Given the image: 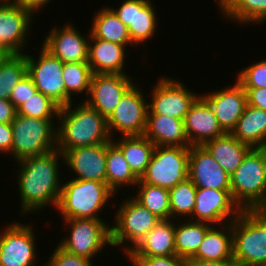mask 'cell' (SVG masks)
<instances>
[{
	"label": "cell",
	"instance_id": "cell-37",
	"mask_svg": "<svg viewBox=\"0 0 266 266\" xmlns=\"http://www.w3.org/2000/svg\"><path fill=\"white\" fill-rule=\"evenodd\" d=\"M27 74L25 53L12 55L0 68V99L9 100L10 93Z\"/></svg>",
	"mask_w": 266,
	"mask_h": 266
},
{
	"label": "cell",
	"instance_id": "cell-15",
	"mask_svg": "<svg viewBox=\"0 0 266 266\" xmlns=\"http://www.w3.org/2000/svg\"><path fill=\"white\" fill-rule=\"evenodd\" d=\"M33 14L14 0L0 5V47L13 55L23 54Z\"/></svg>",
	"mask_w": 266,
	"mask_h": 266
},
{
	"label": "cell",
	"instance_id": "cell-19",
	"mask_svg": "<svg viewBox=\"0 0 266 266\" xmlns=\"http://www.w3.org/2000/svg\"><path fill=\"white\" fill-rule=\"evenodd\" d=\"M71 23L64 24L61 29L52 28L42 46L63 63H87L89 39Z\"/></svg>",
	"mask_w": 266,
	"mask_h": 266
},
{
	"label": "cell",
	"instance_id": "cell-28",
	"mask_svg": "<svg viewBox=\"0 0 266 266\" xmlns=\"http://www.w3.org/2000/svg\"><path fill=\"white\" fill-rule=\"evenodd\" d=\"M231 134L252 148H266V111L247 105Z\"/></svg>",
	"mask_w": 266,
	"mask_h": 266
},
{
	"label": "cell",
	"instance_id": "cell-38",
	"mask_svg": "<svg viewBox=\"0 0 266 266\" xmlns=\"http://www.w3.org/2000/svg\"><path fill=\"white\" fill-rule=\"evenodd\" d=\"M60 107L46 95L38 92L17 109V114L38 119H57Z\"/></svg>",
	"mask_w": 266,
	"mask_h": 266
},
{
	"label": "cell",
	"instance_id": "cell-4",
	"mask_svg": "<svg viewBox=\"0 0 266 266\" xmlns=\"http://www.w3.org/2000/svg\"><path fill=\"white\" fill-rule=\"evenodd\" d=\"M231 195L242 210L266 209V148H252L230 175Z\"/></svg>",
	"mask_w": 266,
	"mask_h": 266
},
{
	"label": "cell",
	"instance_id": "cell-1",
	"mask_svg": "<svg viewBox=\"0 0 266 266\" xmlns=\"http://www.w3.org/2000/svg\"><path fill=\"white\" fill-rule=\"evenodd\" d=\"M63 154L54 149L44 154L26 157L17 161L20 170L17 177L22 215L39 212L48 205L57 208L62 184L59 160Z\"/></svg>",
	"mask_w": 266,
	"mask_h": 266
},
{
	"label": "cell",
	"instance_id": "cell-17",
	"mask_svg": "<svg viewBox=\"0 0 266 266\" xmlns=\"http://www.w3.org/2000/svg\"><path fill=\"white\" fill-rule=\"evenodd\" d=\"M119 8H111L128 28L133 46L152 38L157 27V16L151 0H123Z\"/></svg>",
	"mask_w": 266,
	"mask_h": 266
},
{
	"label": "cell",
	"instance_id": "cell-6",
	"mask_svg": "<svg viewBox=\"0 0 266 266\" xmlns=\"http://www.w3.org/2000/svg\"><path fill=\"white\" fill-rule=\"evenodd\" d=\"M53 119H38L16 114L11 122V156L16 161L57 149V128Z\"/></svg>",
	"mask_w": 266,
	"mask_h": 266
},
{
	"label": "cell",
	"instance_id": "cell-48",
	"mask_svg": "<svg viewBox=\"0 0 266 266\" xmlns=\"http://www.w3.org/2000/svg\"><path fill=\"white\" fill-rule=\"evenodd\" d=\"M12 53L5 48L0 47V68L12 57Z\"/></svg>",
	"mask_w": 266,
	"mask_h": 266
},
{
	"label": "cell",
	"instance_id": "cell-49",
	"mask_svg": "<svg viewBox=\"0 0 266 266\" xmlns=\"http://www.w3.org/2000/svg\"><path fill=\"white\" fill-rule=\"evenodd\" d=\"M218 1V6H220L225 0H217Z\"/></svg>",
	"mask_w": 266,
	"mask_h": 266
},
{
	"label": "cell",
	"instance_id": "cell-36",
	"mask_svg": "<svg viewBox=\"0 0 266 266\" xmlns=\"http://www.w3.org/2000/svg\"><path fill=\"white\" fill-rule=\"evenodd\" d=\"M197 187L187 178L169 190L171 220L191 216L196 203Z\"/></svg>",
	"mask_w": 266,
	"mask_h": 266
},
{
	"label": "cell",
	"instance_id": "cell-40",
	"mask_svg": "<svg viewBox=\"0 0 266 266\" xmlns=\"http://www.w3.org/2000/svg\"><path fill=\"white\" fill-rule=\"evenodd\" d=\"M53 251L45 266H93L92 260L69 253L59 245Z\"/></svg>",
	"mask_w": 266,
	"mask_h": 266
},
{
	"label": "cell",
	"instance_id": "cell-29",
	"mask_svg": "<svg viewBox=\"0 0 266 266\" xmlns=\"http://www.w3.org/2000/svg\"><path fill=\"white\" fill-rule=\"evenodd\" d=\"M112 142L121 150L133 173L140 178L148 166L155 145L145 136H122Z\"/></svg>",
	"mask_w": 266,
	"mask_h": 266
},
{
	"label": "cell",
	"instance_id": "cell-35",
	"mask_svg": "<svg viewBox=\"0 0 266 266\" xmlns=\"http://www.w3.org/2000/svg\"><path fill=\"white\" fill-rule=\"evenodd\" d=\"M93 72L88 63H64L63 82L65 84V106L70 104L72 95L84 91L89 96Z\"/></svg>",
	"mask_w": 266,
	"mask_h": 266
},
{
	"label": "cell",
	"instance_id": "cell-24",
	"mask_svg": "<svg viewBox=\"0 0 266 266\" xmlns=\"http://www.w3.org/2000/svg\"><path fill=\"white\" fill-rule=\"evenodd\" d=\"M175 223L171 219L161 220L126 257L175 255Z\"/></svg>",
	"mask_w": 266,
	"mask_h": 266
},
{
	"label": "cell",
	"instance_id": "cell-23",
	"mask_svg": "<svg viewBox=\"0 0 266 266\" xmlns=\"http://www.w3.org/2000/svg\"><path fill=\"white\" fill-rule=\"evenodd\" d=\"M87 36L90 40L87 63L93 74L128 75L123 71L126 62V46L93 37L90 31Z\"/></svg>",
	"mask_w": 266,
	"mask_h": 266
},
{
	"label": "cell",
	"instance_id": "cell-11",
	"mask_svg": "<svg viewBox=\"0 0 266 266\" xmlns=\"http://www.w3.org/2000/svg\"><path fill=\"white\" fill-rule=\"evenodd\" d=\"M41 48L38 60L25 54L27 74L31 77L38 92L46 95L60 108L65 107L64 63L43 46Z\"/></svg>",
	"mask_w": 266,
	"mask_h": 266
},
{
	"label": "cell",
	"instance_id": "cell-44",
	"mask_svg": "<svg viewBox=\"0 0 266 266\" xmlns=\"http://www.w3.org/2000/svg\"><path fill=\"white\" fill-rule=\"evenodd\" d=\"M13 132L11 123H0V153H11Z\"/></svg>",
	"mask_w": 266,
	"mask_h": 266
},
{
	"label": "cell",
	"instance_id": "cell-39",
	"mask_svg": "<svg viewBox=\"0 0 266 266\" xmlns=\"http://www.w3.org/2000/svg\"><path fill=\"white\" fill-rule=\"evenodd\" d=\"M237 77L244 89L266 88V59L240 70Z\"/></svg>",
	"mask_w": 266,
	"mask_h": 266
},
{
	"label": "cell",
	"instance_id": "cell-7",
	"mask_svg": "<svg viewBox=\"0 0 266 266\" xmlns=\"http://www.w3.org/2000/svg\"><path fill=\"white\" fill-rule=\"evenodd\" d=\"M116 215L115 225L111 226V244L118 247L128 241L130 243L128 247L123 248L125 255L133 250L144 236L161 221L134 197L126 198L118 207Z\"/></svg>",
	"mask_w": 266,
	"mask_h": 266
},
{
	"label": "cell",
	"instance_id": "cell-43",
	"mask_svg": "<svg viewBox=\"0 0 266 266\" xmlns=\"http://www.w3.org/2000/svg\"><path fill=\"white\" fill-rule=\"evenodd\" d=\"M247 105L266 111V88L244 89Z\"/></svg>",
	"mask_w": 266,
	"mask_h": 266
},
{
	"label": "cell",
	"instance_id": "cell-50",
	"mask_svg": "<svg viewBox=\"0 0 266 266\" xmlns=\"http://www.w3.org/2000/svg\"><path fill=\"white\" fill-rule=\"evenodd\" d=\"M7 0H0V5L4 4Z\"/></svg>",
	"mask_w": 266,
	"mask_h": 266
},
{
	"label": "cell",
	"instance_id": "cell-22",
	"mask_svg": "<svg viewBox=\"0 0 266 266\" xmlns=\"http://www.w3.org/2000/svg\"><path fill=\"white\" fill-rule=\"evenodd\" d=\"M184 129L191 146L203 145L206 141L224 135L210 104L199 96L184 118Z\"/></svg>",
	"mask_w": 266,
	"mask_h": 266
},
{
	"label": "cell",
	"instance_id": "cell-20",
	"mask_svg": "<svg viewBox=\"0 0 266 266\" xmlns=\"http://www.w3.org/2000/svg\"><path fill=\"white\" fill-rule=\"evenodd\" d=\"M201 96L210 104L222 129L231 133L247 106L244 88L235 81L232 86Z\"/></svg>",
	"mask_w": 266,
	"mask_h": 266
},
{
	"label": "cell",
	"instance_id": "cell-13",
	"mask_svg": "<svg viewBox=\"0 0 266 266\" xmlns=\"http://www.w3.org/2000/svg\"><path fill=\"white\" fill-rule=\"evenodd\" d=\"M152 101L148 104L147 114L164 115L184 120L191 105L200 96L190 92L179 80L161 77L151 92Z\"/></svg>",
	"mask_w": 266,
	"mask_h": 266
},
{
	"label": "cell",
	"instance_id": "cell-5",
	"mask_svg": "<svg viewBox=\"0 0 266 266\" xmlns=\"http://www.w3.org/2000/svg\"><path fill=\"white\" fill-rule=\"evenodd\" d=\"M114 194L106 182L71 179L62 184L56 210L60 211L63 220L101 219L98 212Z\"/></svg>",
	"mask_w": 266,
	"mask_h": 266
},
{
	"label": "cell",
	"instance_id": "cell-32",
	"mask_svg": "<svg viewBox=\"0 0 266 266\" xmlns=\"http://www.w3.org/2000/svg\"><path fill=\"white\" fill-rule=\"evenodd\" d=\"M219 9L222 17L235 20L237 24L258 25L266 20V0H225Z\"/></svg>",
	"mask_w": 266,
	"mask_h": 266
},
{
	"label": "cell",
	"instance_id": "cell-12",
	"mask_svg": "<svg viewBox=\"0 0 266 266\" xmlns=\"http://www.w3.org/2000/svg\"><path fill=\"white\" fill-rule=\"evenodd\" d=\"M35 242L30 224L10 223L0 234V266H35Z\"/></svg>",
	"mask_w": 266,
	"mask_h": 266
},
{
	"label": "cell",
	"instance_id": "cell-26",
	"mask_svg": "<svg viewBox=\"0 0 266 266\" xmlns=\"http://www.w3.org/2000/svg\"><path fill=\"white\" fill-rule=\"evenodd\" d=\"M203 146L229 175L240 166L246 154L252 149L231 133L206 141Z\"/></svg>",
	"mask_w": 266,
	"mask_h": 266
},
{
	"label": "cell",
	"instance_id": "cell-45",
	"mask_svg": "<svg viewBox=\"0 0 266 266\" xmlns=\"http://www.w3.org/2000/svg\"><path fill=\"white\" fill-rule=\"evenodd\" d=\"M16 114L17 110L9 100L0 99V123H11Z\"/></svg>",
	"mask_w": 266,
	"mask_h": 266
},
{
	"label": "cell",
	"instance_id": "cell-25",
	"mask_svg": "<svg viewBox=\"0 0 266 266\" xmlns=\"http://www.w3.org/2000/svg\"><path fill=\"white\" fill-rule=\"evenodd\" d=\"M144 135L155 146H181L190 148L184 121L164 115L147 114V125Z\"/></svg>",
	"mask_w": 266,
	"mask_h": 266
},
{
	"label": "cell",
	"instance_id": "cell-30",
	"mask_svg": "<svg viewBox=\"0 0 266 266\" xmlns=\"http://www.w3.org/2000/svg\"><path fill=\"white\" fill-rule=\"evenodd\" d=\"M96 13L93 17L92 27L90 28V34L93 37L127 47L128 45L132 46L133 43L128 28L120 21L111 7L101 8Z\"/></svg>",
	"mask_w": 266,
	"mask_h": 266
},
{
	"label": "cell",
	"instance_id": "cell-34",
	"mask_svg": "<svg viewBox=\"0 0 266 266\" xmlns=\"http://www.w3.org/2000/svg\"><path fill=\"white\" fill-rule=\"evenodd\" d=\"M139 189L137 195L133 196L140 204L154 213L161 220L171 219L169 190L153 186L142 181L136 184Z\"/></svg>",
	"mask_w": 266,
	"mask_h": 266
},
{
	"label": "cell",
	"instance_id": "cell-8",
	"mask_svg": "<svg viewBox=\"0 0 266 266\" xmlns=\"http://www.w3.org/2000/svg\"><path fill=\"white\" fill-rule=\"evenodd\" d=\"M190 148L155 146L145 172L139 178L143 183L170 190L188 178Z\"/></svg>",
	"mask_w": 266,
	"mask_h": 266
},
{
	"label": "cell",
	"instance_id": "cell-14",
	"mask_svg": "<svg viewBox=\"0 0 266 266\" xmlns=\"http://www.w3.org/2000/svg\"><path fill=\"white\" fill-rule=\"evenodd\" d=\"M241 212L242 209L234 201L231 190L197 188L195 208L190 220L224 225L232 222Z\"/></svg>",
	"mask_w": 266,
	"mask_h": 266
},
{
	"label": "cell",
	"instance_id": "cell-18",
	"mask_svg": "<svg viewBox=\"0 0 266 266\" xmlns=\"http://www.w3.org/2000/svg\"><path fill=\"white\" fill-rule=\"evenodd\" d=\"M188 178L197 188L231 190L230 175L203 145L190 147Z\"/></svg>",
	"mask_w": 266,
	"mask_h": 266
},
{
	"label": "cell",
	"instance_id": "cell-47",
	"mask_svg": "<svg viewBox=\"0 0 266 266\" xmlns=\"http://www.w3.org/2000/svg\"><path fill=\"white\" fill-rule=\"evenodd\" d=\"M187 266H236L234 261H206L189 258Z\"/></svg>",
	"mask_w": 266,
	"mask_h": 266
},
{
	"label": "cell",
	"instance_id": "cell-10",
	"mask_svg": "<svg viewBox=\"0 0 266 266\" xmlns=\"http://www.w3.org/2000/svg\"><path fill=\"white\" fill-rule=\"evenodd\" d=\"M143 91L134 84L122 97L113 112L106 118L109 134L115 131L122 136L144 135L147 125L148 102ZM114 129V130H113Z\"/></svg>",
	"mask_w": 266,
	"mask_h": 266
},
{
	"label": "cell",
	"instance_id": "cell-3",
	"mask_svg": "<svg viewBox=\"0 0 266 266\" xmlns=\"http://www.w3.org/2000/svg\"><path fill=\"white\" fill-rule=\"evenodd\" d=\"M231 226L236 266H266V209L242 210Z\"/></svg>",
	"mask_w": 266,
	"mask_h": 266
},
{
	"label": "cell",
	"instance_id": "cell-42",
	"mask_svg": "<svg viewBox=\"0 0 266 266\" xmlns=\"http://www.w3.org/2000/svg\"><path fill=\"white\" fill-rule=\"evenodd\" d=\"M133 266H187V259L175 255L152 257H129Z\"/></svg>",
	"mask_w": 266,
	"mask_h": 266
},
{
	"label": "cell",
	"instance_id": "cell-27",
	"mask_svg": "<svg viewBox=\"0 0 266 266\" xmlns=\"http://www.w3.org/2000/svg\"><path fill=\"white\" fill-rule=\"evenodd\" d=\"M224 225L225 227L220 224V227L217 226L218 229L215 228V225H212L207 230L197 253L192 257L193 259L234 261L231 222Z\"/></svg>",
	"mask_w": 266,
	"mask_h": 266
},
{
	"label": "cell",
	"instance_id": "cell-41",
	"mask_svg": "<svg viewBox=\"0 0 266 266\" xmlns=\"http://www.w3.org/2000/svg\"><path fill=\"white\" fill-rule=\"evenodd\" d=\"M36 93V86L34 85L31 77L26 74L13 88L9 96V101L17 110L22 104L27 101V99H29Z\"/></svg>",
	"mask_w": 266,
	"mask_h": 266
},
{
	"label": "cell",
	"instance_id": "cell-31",
	"mask_svg": "<svg viewBox=\"0 0 266 266\" xmlns=\"http://www.w3.org/2000/svg\"><path fill=\"white\" fill-rule=\"evenodd\" d=\"M139 178L130 169L121 150L111 141L107 143L106 183L115 193L121 187L136 186Z\"/></svg>",
	"mask_w": 266,
	"mask_h": 266
},
{
	"label": "cell",
	"instance_id": "cell-2",
	"mask_svg": "<svg viewBox=\"0 0 266 266\" xmlns=\"http://www.w3.org/2000/svg\"><path fill=\"white\" fill-rule=\"evenodd\" d=\"M72 103L61 107L57 116V149L62 154L70 149L112 141L105 116L85 101L74 108Z\"/></svg>",
	"mask_w": 266,
	"mask_h": 266
},
{
	"label": "cell",
	"instance_id": "cell-16",
	"mask_svg": "<svg viewBox=\"0 0 266 266\" xmlns=\"http://www.w3.org/2000/svg\"><path fill=\"white\" fill-rule=\"evenodd\" d=\"M134 84L133 79L128 75L93 74L90 96L84 101L107 118Z\"/></svg>",
	"mask_w": 266,
	"mask_h": 266
},
{
	"label": "cell",
	"instance_id": "cell-21",
	"mask_svg": "<svg viewBox=\"0 0 266 266\" xmlns=\"http://www.w3.org/2000/svg\"><path fill=\"white\" fill-rule=\"evenodd\" d=\"M107 143L67 150L64 163L76 175L72 179L106 182Z\"/></svg>",
	"mask_w": 266,
	"mask_h": 266
},
{
	"label": "cell",
	"instance_id": "cell-46",
	"mask_svg": "<svg viewBox=\"0 0 266 266\" xmlns=\"http://www.w3.org/2000/svg\"><path fill=\"white\" fill-rule=\"evenodd\" d=\"M17 4L34 14L50 3L51 0H14Z\"/></svg>",
	"mask_w": 266,
	"mask_h": 266
},
{
	"label": "cell",
	"instance_id": "cell-33",
	"mask_svg": "<svg viewBox=\"0 0 266 266\" xmlns=\"http://www.w3.org/2000/svg\"><path fill=\"white\" fill-rule=\"evenodd\" d=\"M211 224L196 221L175 224V254L181 258H192L201 245Z\"/></svg>",
	"mask_w": 266,
	"mask_h": 266
},
{
	"label": "cell",
	"instance_id": "cell-9",
	"mask_svg": "<svg viewBox=\"0 0 266 266\" xmlns=\"http://www.w3.org/2000/svg\"><path fill=\"white\" fill-rule=\"evenodd\" d=\"M63 221L69 226L70 234L58 245L65 251L94 260L107 244L112 246L111 225L106 220L75 218Z\"/></svg>",
	"mask_w": 266,
	"mask_h": 266
}]
</instances>
